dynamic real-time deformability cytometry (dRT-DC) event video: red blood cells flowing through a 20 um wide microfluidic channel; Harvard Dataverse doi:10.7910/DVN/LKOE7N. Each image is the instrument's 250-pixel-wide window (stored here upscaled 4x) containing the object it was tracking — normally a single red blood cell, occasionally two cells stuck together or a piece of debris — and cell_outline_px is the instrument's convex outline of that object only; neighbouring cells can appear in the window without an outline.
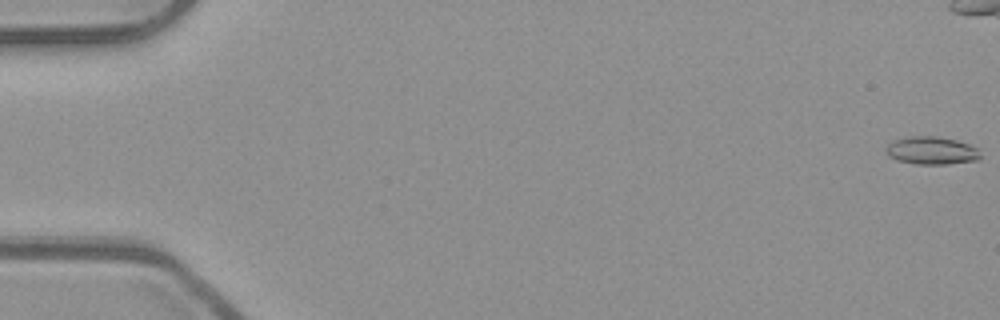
{"species": "common noctule bat (a hibernating species)", "species_latin": "Nyctalus noctula", "temperature_condition": "room temperature", "stored_images_in_passage": 44, "camera_frame_rate_fps": 3000, "um_per_image_px": 0.085, "animal": {"sex": "male", "body_mass_g": 23.1, "forearm_length_mm": 52.7}, "frame": {"image": 1, "passage_image": 1, "time_ms": 0.0, "image_size_px": [1000, 320], "cell_outline_px": [[980, 160], [948, 164], [916, 164], [896, 160], [888, 156], [884, 152], [884, 148], [892, 140], [912, 136], [936, 136], [956, 140], [980, 148]], "centroid_in_image_um": [79.17, 12.8], "position_along_channel_um": 5.8, "area_um2": 15.61}}
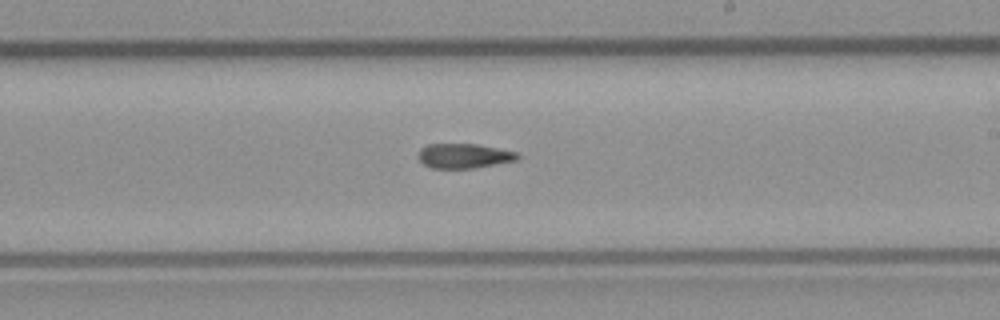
{"frame": {"image": 2, "passage_image": 32, "time_ms": 10.333, "image_size_px": [1000, 320], "cell_outline_px": [[520, 156], [516, 160], [476, 168], [432, 168], [424, 164], [420, 160], [420, 148], [428, 144], [476, 144], [516, 152]], "centroid_in_image_um": [39.44, 13.25], "position_along_channel_um": 249.6, "area_um2": 14.05}}
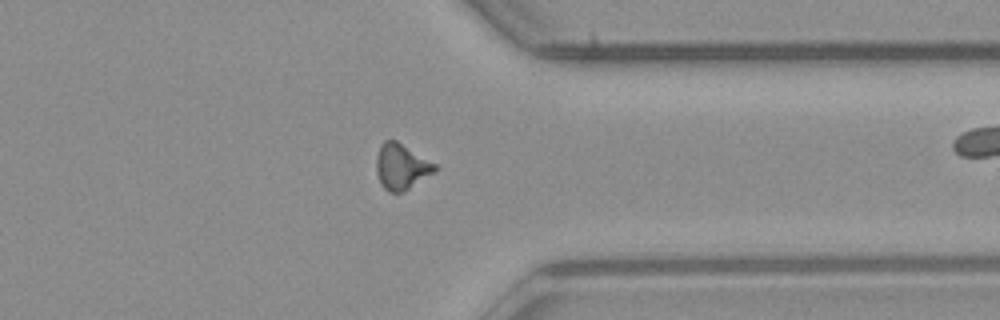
{"frame": {"image": 3, "passage_image": 42, "time_ms": 13.667, "image_size_px": [1000, 320], "cell_outline_px": [[436, 168], [432, 172], [404, 192], [388, 192], [380, 184], [376, 172], [376, 156], [384, 140], [396, 140], [436, 164]], "centroid_in_image_um": [34.07, 14.17], "position_along_channel_um": 377.3, "area_um2": 15.32}}